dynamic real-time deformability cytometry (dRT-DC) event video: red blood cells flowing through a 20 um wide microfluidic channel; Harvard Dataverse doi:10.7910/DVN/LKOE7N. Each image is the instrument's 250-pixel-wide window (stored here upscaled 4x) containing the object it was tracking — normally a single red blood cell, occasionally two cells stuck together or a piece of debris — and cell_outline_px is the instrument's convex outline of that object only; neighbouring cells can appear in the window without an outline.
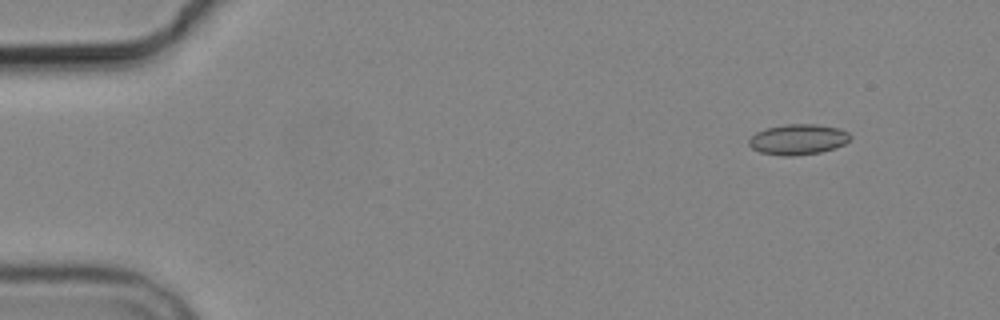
{"species": "common noctule bat (a hibernating species)", "species_latin": "Nyctalus noctula", "temperature_condition": "cold", "stored_images_in_passage": 5, "camera_frame_rate_fps": 3000, "um_per_image_px": 0.085, "animal": {"sex": "male", "body_mass_g": 19.2, "forearm_length_mm": 51.8}, "frame": {"image": 1, "passage_image": 1, "time_ms": 0.0, "image_size_px": [1000, 320], "cell_outline_px": [[852, 136], [844, 144], [836, 148], [820, 152], [792, 156], [784, 156], [760, 152], [752, 148], [748, 144], [748, 140], [756, 132], [764, 128], [788, 124], [816, 124], [840, 128], [848, 132]], "centroid_in_image_um": [67.84, 11.84], "position_along_channel_um": 17.2, "area_um2": 18.09}}
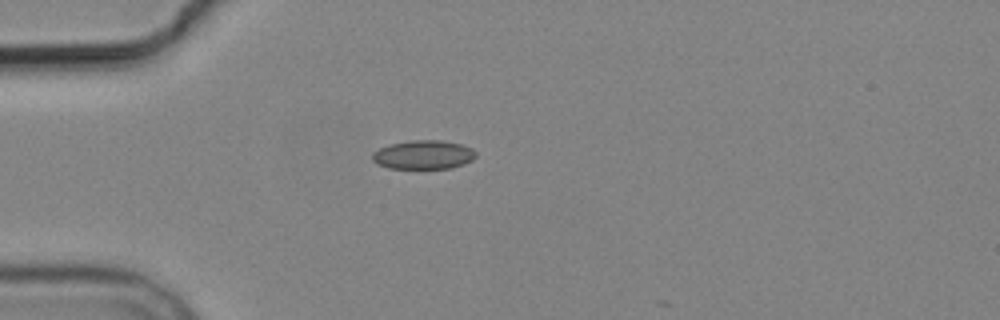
{"frame": {"image": 2, "passage_image": 4, "time_ms": 3.333, "image_size_px": [1000, 320], "cell_outline_px": [[476, 156], [472, 160], [464, 164], [452, 168], [388, 168], [376, 164], [372, 160], [372, 152], [388, 144], [412, 140], [440, 140], [460, 144], [472, 148], [476, 152]], "centroid_in_image_um": [35.98, 13.15], "position_along_channel_um": 49.0, "area_um2": 17.51}}